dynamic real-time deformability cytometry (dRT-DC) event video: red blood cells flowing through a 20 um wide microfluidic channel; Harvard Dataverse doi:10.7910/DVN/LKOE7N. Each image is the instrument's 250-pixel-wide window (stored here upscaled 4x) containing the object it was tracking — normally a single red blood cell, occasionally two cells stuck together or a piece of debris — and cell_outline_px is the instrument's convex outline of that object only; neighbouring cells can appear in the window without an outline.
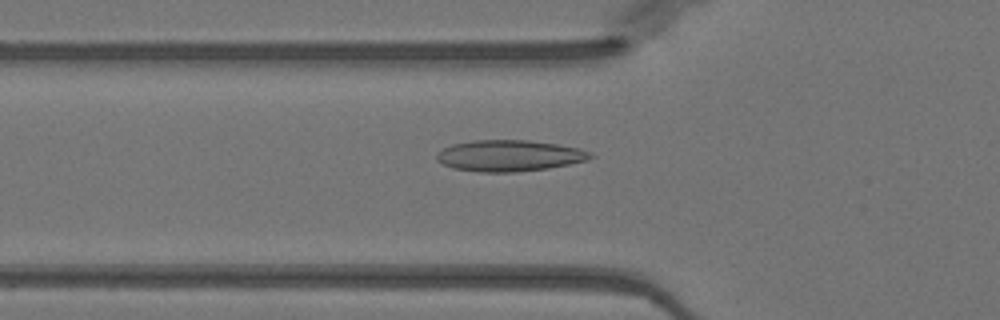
{"species": "Egyptian fruit bat (a non-hibernating species)", "species_latin": "Rousettus aegyptiacus", "temperature_condition": "warm", "stored_images_in_passage": 50, "camera_frame_rate_fps": 3000, "um_per_image_px": 0.085, "animal": {"sex": "female"}, "frame": {"image": 1, "passage_image": 17, "time_ms": 5.333, "image_size_px": [1000, 320], "cell_outline_px": [[596, 156], [588, 160], [548, 168], [516, 172], [480, 172], [452, 168], [436, 160], [436, 152], [452, 144], [472, 140], [528, 140], [556, 144], [580, 148], [592, 152]], "centroid_in_image_um": [43.3, 13.23], "position_along_channel_um": 82.5, "area_um2": 28.15}}
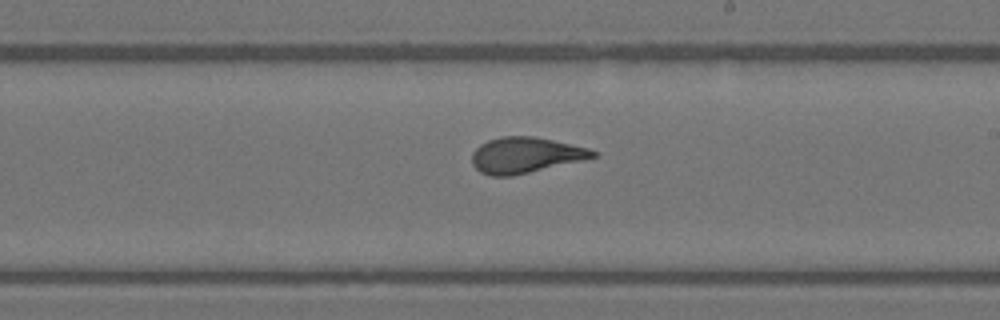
{"frame": {"image": 2, "passage_image": 29, "time_ms": 9.333, "image_size_px": [1000, 320], "cell_outline_px": [[596, 156], [580, 160], [512, 176], [488, 176], [480, 172], [472, 164], [472, 152], [480, 144], [488, 140], [500, 136], [532, 136], [552, 140], [588, 148], [596, 152]], "centroid_in_image_um": [44.58, 13.18], "position_along_channel_um": 244.4, "area_um2": 24.85}}
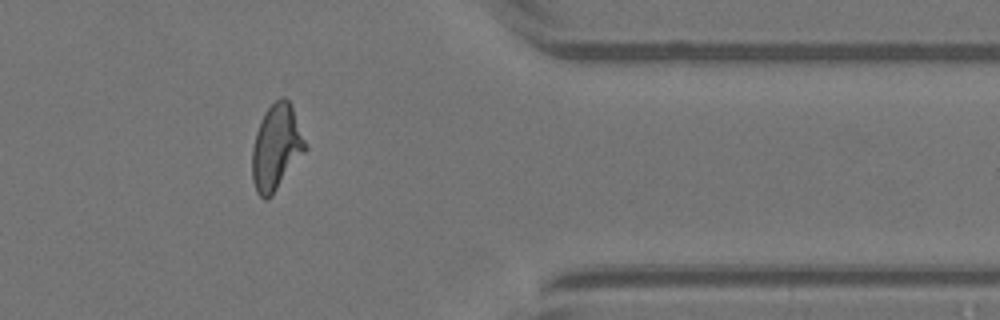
{"frame": {"image": 3, "passage_image": 41, "time_ms": 13.333, "image_size_px": [1000, 320], "cell_outline_px": [[308, 148], [272, 196], [268, 200], [264, 200], [256, 192], [252, 180], [252, 148], [256, 132], [264, 112], [280, 96], [284, 96], [288, 100], [292, 108]], "centroid_in_image_um": [23.47, 12.56], "position_along_channel_um": 387.9, "area_um2": 26.41}, "authors_computed_cell_mechanics": {"area_um2": 25.8944, "velocity_mm_per_s": 4.0172, "shape_relaxation_time_tau1_ms": 4.93, "shape_relaxation_time_tau2_ms": 0.7584, "deformation_change_tau1": 0.1789, "deformation_change_tau2": 0.064}}